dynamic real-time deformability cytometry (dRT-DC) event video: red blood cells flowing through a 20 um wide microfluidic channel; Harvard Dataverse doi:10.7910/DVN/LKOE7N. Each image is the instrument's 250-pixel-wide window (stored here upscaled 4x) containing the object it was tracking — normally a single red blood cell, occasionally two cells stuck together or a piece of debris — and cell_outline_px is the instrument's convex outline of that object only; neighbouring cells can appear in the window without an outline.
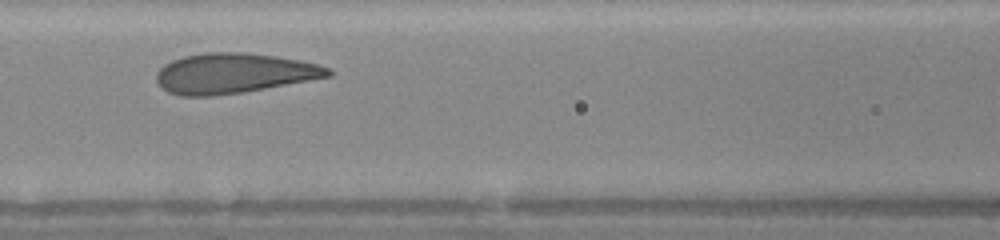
{"species": "human", "species_latin": "Homo sapiens", "temperature_condition": "warm", "stored_images_in_passage": 25, "camera_frame_rate_fps": 3000, "um_per_image_px": 0.085, "donor": {"sex": "female"}, "frame": {"image": 1, "passage_image": 8, "time_ms": 2.333, "image_size_px": [1000, 240], "cell_outline_px": [[332, 76], [244, 92], [212, 96], [180, 96], [168, 92], [156, 80], [156, 72], [164, 64], [172, 60], [184, 56], [208, 52], [248, 52], [276, 56], [316, 64], [332, 68]], "centroid_in_image_um": [19.86, 6.23], "position_along_channel_um": 146.7, "area_um2": 40.11}, "authors_computed_cell_mechanics": {"area_um2": 39.7664, "velocity_mm_per_s": 4.2838, "shape_relaxation_time_tau1_ms": 2.0374, "shape_relaxation_time_tau2_ms": 0.7229, "deformation_change_tau1": 0.1251, "deformation_change_tau2": 0.0693}}